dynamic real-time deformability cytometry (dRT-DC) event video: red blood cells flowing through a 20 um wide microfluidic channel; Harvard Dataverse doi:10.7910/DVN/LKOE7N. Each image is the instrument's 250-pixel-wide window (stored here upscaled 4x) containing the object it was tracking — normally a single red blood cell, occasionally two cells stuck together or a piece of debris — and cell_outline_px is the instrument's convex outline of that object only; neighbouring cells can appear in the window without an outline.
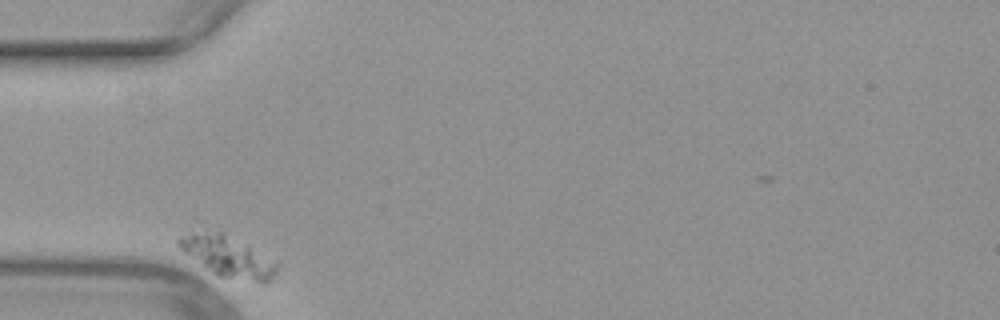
{"species": "common noctule bat (a hibernating species)", "species_latin": "Nyctalus noctula", "temperature_condition": "warm", "stored_images_in_passage": 33, "camera_frame_rate_fps": 3000, "um_per_image_px": 0.085, "animal": {"sex": "female", "body_mass_g": 29.2, "forearm_length_mm": 56.3}, "frame": {"image": 1, "passage_image": 1, "time_ms": 0.0, "image_size_px": [1000, 320], "cell_outline_px": [[280, 264], [272, 280], [264, 284], [260, 284], [216, 276], [204, 268], [184, 252], [176, 244], [176, 240], [180, 236], [216, 232], [224, 232], [276, 260]], "centroid_in_image_um": [19.46, 21.87], "position_along_channel_um": 65.5, "area_um2": 23.58}}
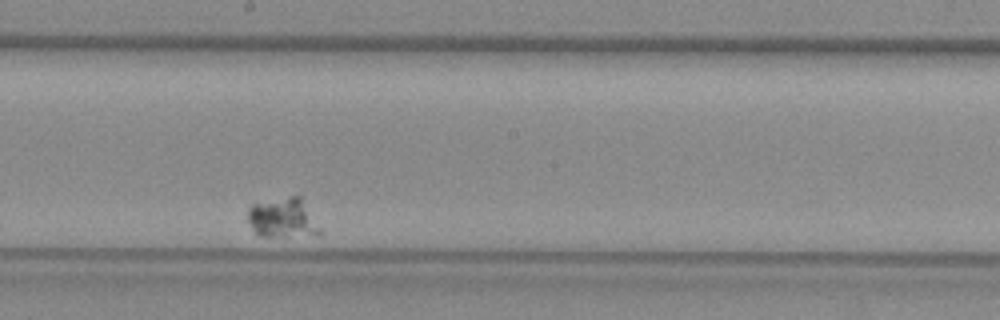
{"frame": {"image": 2, "passage_image": 18, "time_ms": 5.667, "image_size_px": [1000, 320], "cell_outline_px": [[324, 232], [320, 236], [260, 236], [252, 228], [248, 220], [248, 208], [252, 204], [292, 196], [300, 196]], "centroid_in_image_um": [24.1, 18.56], "position_along_channel_um": 224.1, "area_um2": 16.76}}
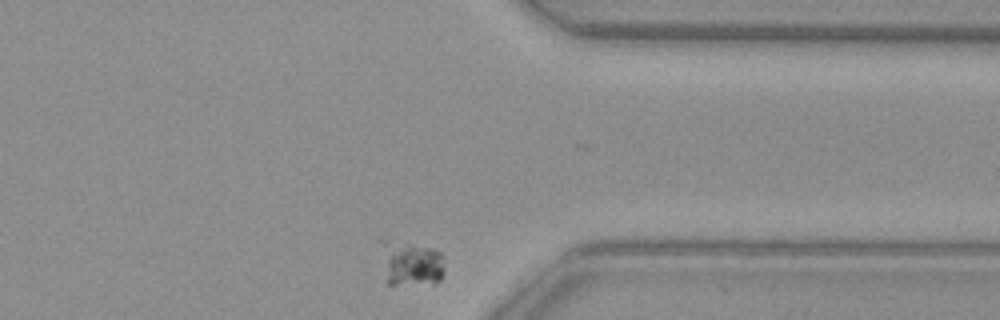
{"frame": {"image": 3, "passage_image": 33, "time_ms": 10.667, "image_size_px": [1000, 320], "cell_outline_px": [[444, 272], [440, 280], [436, 284], [384, 284], [388, 260], [392, 252], [408, 244], [432, 248], [440, 252], [444, 256]], "centroid_in_image_um": [35.26, 22.61], "position_along_channel_um": 376.1, "area_um2": 14.45}}